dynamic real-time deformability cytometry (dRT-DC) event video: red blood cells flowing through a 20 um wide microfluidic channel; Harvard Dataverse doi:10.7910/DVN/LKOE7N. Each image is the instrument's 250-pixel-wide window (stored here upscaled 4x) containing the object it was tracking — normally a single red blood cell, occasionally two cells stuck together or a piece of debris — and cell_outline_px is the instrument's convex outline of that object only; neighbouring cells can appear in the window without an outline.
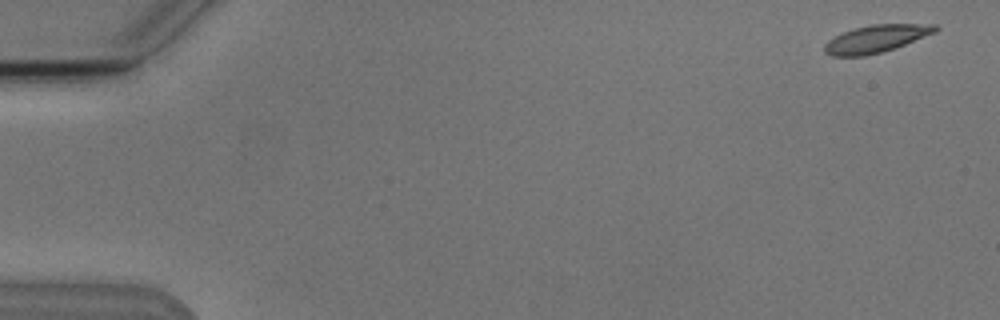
{"species": "Egyptian fruit bat (a non-hibernating species)", "species_latin": "Rousettus aegyptiacus", "temperature_condition": "cold", "stored_images_in_passage": 9, "camera_frame_rate_fps": 3000, "um_per_image_px": 0.085, "animal": {"sex": "male"}, "frame": {"image": 1, "passage_image": 1, "time_ms": 0.0, "image_size_px": [1000, 320], "cell_outline_px": [[940, 28], [936, 32], [904, 44], [880, 52], [864, 56], [832, 56], [824, 52], [824, 44], [828, 40], [844, 32], [856, 28], [872, 24], [936, 24]], "centroid_in_image_um": [74.47, 3.29], "position_along_channel_um": 10.5, "area_um2": 17.46}}
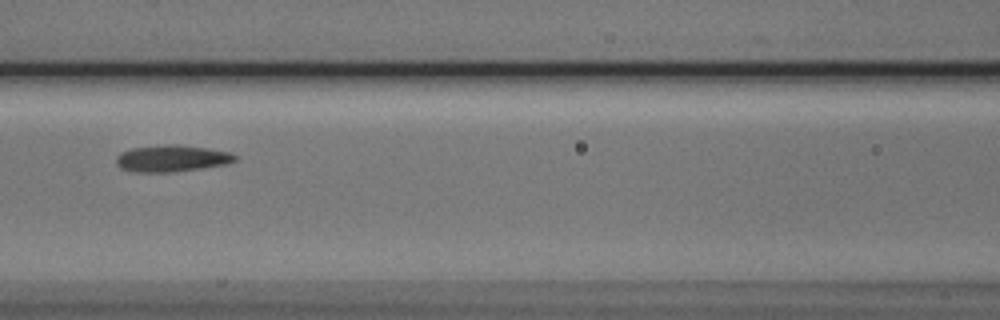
{"frame": {"image": 2, "passage_image": 7, "time_ms": 7.667, "image_size_px": [1000, 320], "cell_outline_px": [[236, 160], [228, 164], [204, 168], [172, 172], [136, 172], [120, 168], [116, 164], [116, 156], [120, 152], [132, 148], [164, 144], [180, 144], [208, 148], [232, 152], [236, 156]], "centroid_in_image_um": [14.61, 13.46], "position_along_channel_um": 152.0, "area_um2": 18.79}}
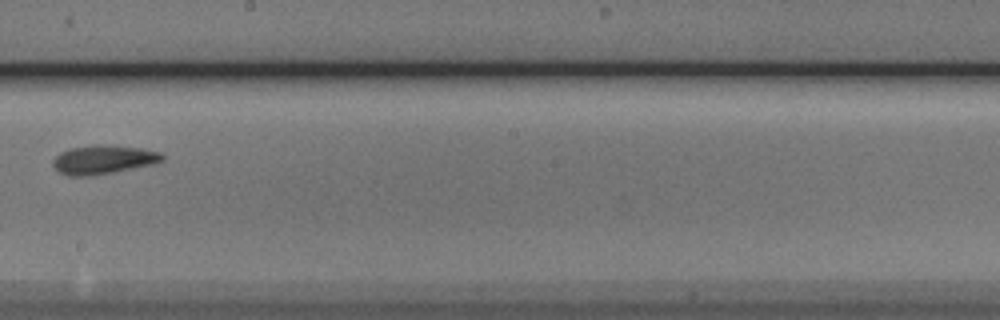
{"frame": {"image": 3, "passage_image": 9, "time_ms": 10.0, "image_size_px": [1000, 320], "cell_outline_px": [[164, 160], [156, 164], [116, 172], [92, 176], [68, 176], [60, 172], [52, 164], [52, 160], [60, 152], [68, 148], [92, 144], [108, 144], [144, 148], [160, 152], [164, 156]], "centroid_in_image_um": [8.81, 13.55], "position_along_channel_um": 239.4, "area_um2": 18.96}}